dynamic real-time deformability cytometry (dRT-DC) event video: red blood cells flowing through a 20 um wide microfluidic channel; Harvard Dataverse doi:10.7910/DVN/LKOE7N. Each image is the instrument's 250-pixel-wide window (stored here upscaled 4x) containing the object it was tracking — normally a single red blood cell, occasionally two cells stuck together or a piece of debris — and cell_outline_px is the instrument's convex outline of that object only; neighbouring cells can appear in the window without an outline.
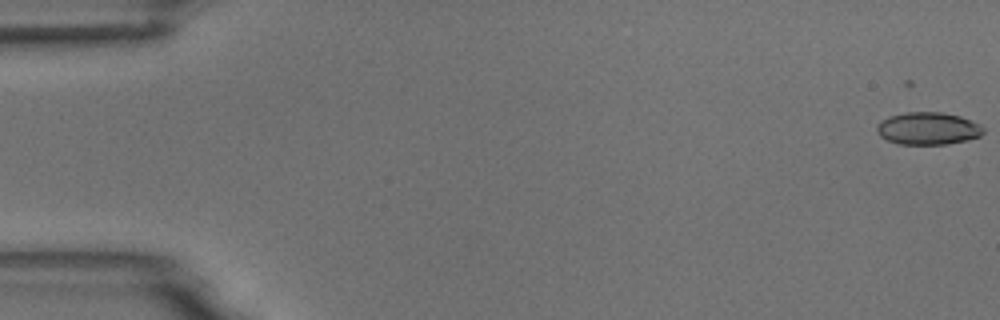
{"species": "common noctule bat (a hibernating species)", "species_latin": "Nyctalus noctula", "temperature_condition": "room temperature", "stored_images_in_passage": 5, "camera_frame_rate_fps": 3000, "um_per_image_px": 0.085, "animal": {"sex": "male", "body_mass_g": 18.8}, "frame": {"image": 1, "passage_image": 1, "time_ms": 0.0, "image_size_px": [1000, 320], "cell_outline_px": [[984, 132], [980, 136], [948, 144], [900, 144], [888, 140], [880, 136], [876, 132], [876, 124], [880, 120], [888, 116], [904, 112], [940, 112], [960, 116], [980, 124], [984, 128]], "centroid_in_image_um": [78.84, 10.91], "position_along_channel_um": 6.2, "area_um2": 20.23}}
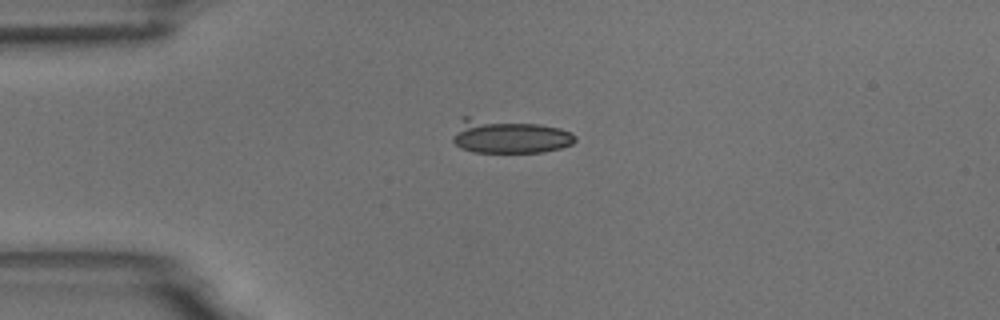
{"frame": {"image": 2, "passage_image": 4, "time_ms": 4.333, "image_size_px": [1000, 320], "cell_outline_px": [[576, 140], [572, 144], [560, 148], [544, 152], [472, 152], [460, 148], [452, 140], [452, 136], [464, 116], [468, 116], [540, 124], [560, 128], [576, 136]], "centroid_in_image_um": [43.25, 11.58], "position_along_channel_um": 41.8, "area_um2": 24.33}}